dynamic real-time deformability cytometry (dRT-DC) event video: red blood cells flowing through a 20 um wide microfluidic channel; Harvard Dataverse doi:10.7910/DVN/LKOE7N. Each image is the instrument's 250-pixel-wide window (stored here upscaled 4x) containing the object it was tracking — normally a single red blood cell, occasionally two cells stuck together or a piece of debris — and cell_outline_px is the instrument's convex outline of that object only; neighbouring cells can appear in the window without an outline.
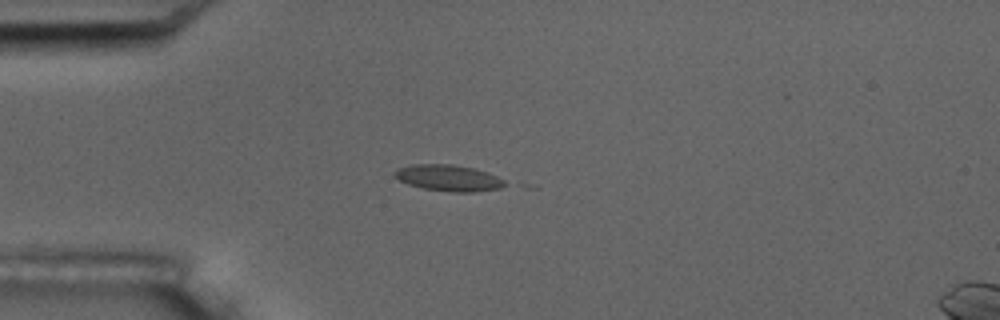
{"species": "common noctule bat (a hibernating species)", "species_latin": "Nyctalus noctula", "temperature_condition": "room temperature", "stored_images_in_passage": 9, "camera_frame_rate_fps": 3000, "um_per_image_px": 0.085, "animal": {"sex": "male", "body_mass_g": 17.5, "forearm_length_mm": 52.3}, "frame": {"image": 1, "passage_image": 5, "time_ms": 4.333, "image_size_px": [1000, 320], "cell_outline_px": [[508, 184], [500, 188], [472, 192], [452, 192], [424, 188], [408, 184], [392, 176], [392, 172], [396, 168], [412, 164], [452, 164], [472, 168], [488, 172], [504, 180]], "centroid_in_image_um": [38.09, 15.12], "position_along_channel_um": 46.9, "area_um2": 16.94}}